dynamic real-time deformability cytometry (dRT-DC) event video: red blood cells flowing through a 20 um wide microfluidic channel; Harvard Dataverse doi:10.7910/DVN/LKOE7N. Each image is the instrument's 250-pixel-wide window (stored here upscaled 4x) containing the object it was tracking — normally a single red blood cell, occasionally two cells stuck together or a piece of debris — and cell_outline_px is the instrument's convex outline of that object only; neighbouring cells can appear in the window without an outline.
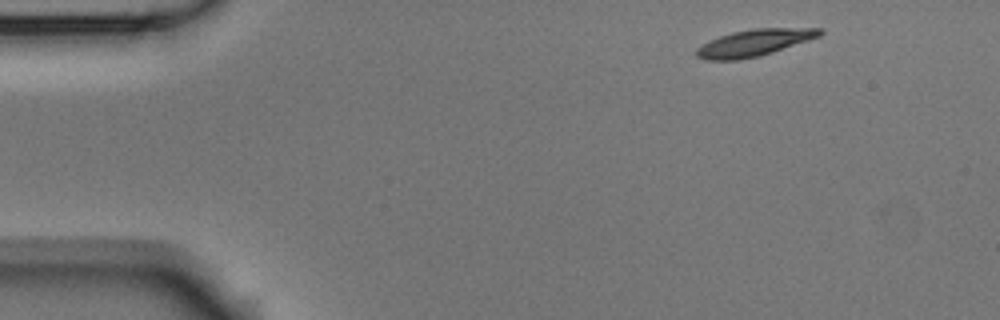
{"species": "Egyptian fruit bat (a non-hibernating species)", "species_latin": "Rousettus aegyptiacus", "temperature_condition": "room temperature", "stored_images_in_passage": 4, "camera_frame_rate_fps": 3000, "um_per_image_px": 0.085, "animal": {"sex": "male"}, "frame": {"image": 1, "passage_image": 1, "time_ms": 0.0, "image_size_px": [1000, 320], "cell_outline_px": [[824, 32], [820, 36], [760, 56], [736, 60], [704, 60], [696, 56], [696, 48], [720, 36], [732, 32], [752, 28], [824, 28]], "centroid_in_image_um": [64.12, 3.63], "position_along_channel_um": 20.9, "area_um2": 19.07}}
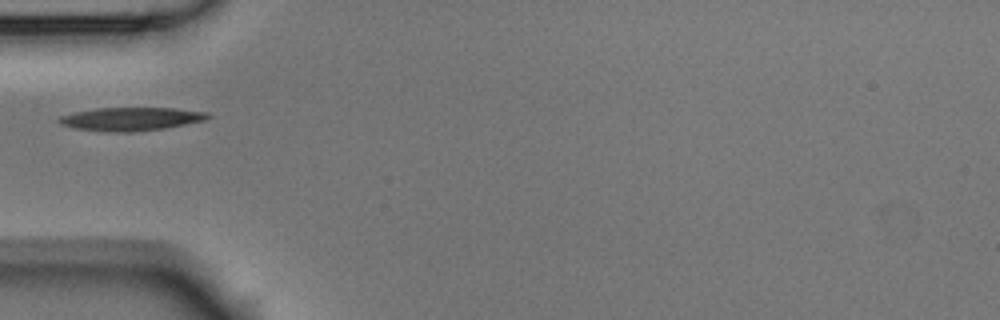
{"frame": {"image": 2, "passage_image": 4, "time_ms": 1.0, "image_size_px": [1000, 320], "cell_outline_px": [[212, 116], [204, 120], [164, 128], [132, 132], [108, 132], [72, 128], [60, 124], [56, 120], [60, 116], [76, 112], [96, 108], [176, 108], [208, 112]], "centroid_in_image_um": [11.11, 10.11], "position_along_channel_um": 73.9, "area_um2": 20.23}}